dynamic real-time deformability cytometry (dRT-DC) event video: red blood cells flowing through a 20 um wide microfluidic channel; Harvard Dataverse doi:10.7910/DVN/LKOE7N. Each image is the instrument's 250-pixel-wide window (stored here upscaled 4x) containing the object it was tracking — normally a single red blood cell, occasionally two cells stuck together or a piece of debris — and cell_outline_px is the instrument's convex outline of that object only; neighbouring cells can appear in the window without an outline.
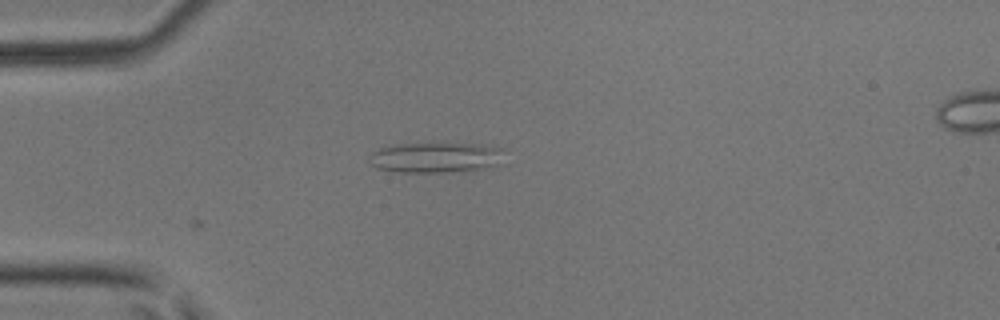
{"species": "common noctule bat (a hibernating species)", "species_latin": "Nyctalus noctula", "temperature_condition": "room temperature", "stored_images_in_passage": 7, "camera_frame_rate_fps": 3000, "um_per_image_px": 0.085, "animal": {"sex": "male", "body_mass_g": 17.9, "forearm_length_mm": 54.2}, "frame": {"image": 1, "passage_image": 6, "time_ms": 1.667, "image_size_px": [1000, 320], "cell_outline_px": [[500, 164], [488, 168], [448, 172], [396, 172], [376, 168], [368, 160], [368, 156], [372, 152], [380, 148], [396, 144], [432, 140], [480, 144], [500, 148]], "centroid_in_image_um": [36.97, 13.34], "position_along_channel_um": 48.0, "area_um2": 24.91}}